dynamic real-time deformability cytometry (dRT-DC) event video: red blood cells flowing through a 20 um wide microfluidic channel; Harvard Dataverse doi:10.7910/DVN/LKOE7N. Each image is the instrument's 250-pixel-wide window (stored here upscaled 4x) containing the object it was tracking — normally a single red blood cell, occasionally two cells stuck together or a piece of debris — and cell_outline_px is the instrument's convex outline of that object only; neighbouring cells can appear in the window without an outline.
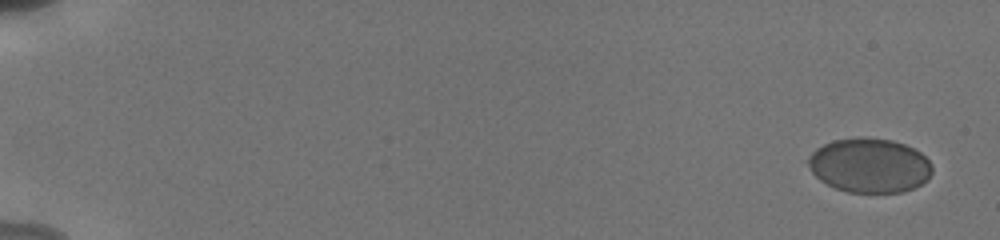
{"species": "human", "species_latin": "Homo sapiens", "temperature_condition": "cold", "stored_images_in_passage": 32, "camera_frame_rate_fps": 3000, "um_per_image_px": 0.085, "donor": {"sex": "male"}, "frame": {"image": 1, "passage_image": 1, "time_ms": 0.0, "image_size_px": [1000, 240], "cell_outline_px": [[932, 172], [920, 184], [904, 192], [848, 192], [836, 188], [820, 180], [812, 172], [808, 164], [808, 160], [812, 152], [816, 148], [832, 140], [856, 136], [864, 136], [892, 140], [904, 144], [920, 152], [932, 164]], "centroid_in_image_um": [73.89, 14.03], "position_along_channel_um": 11.1, "area_um2": 39.3}}
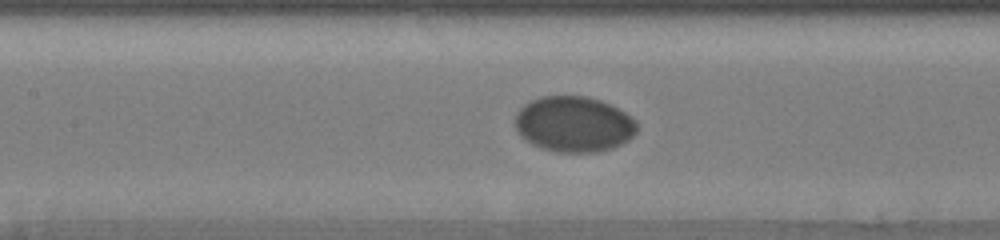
{"frame": {"image": 2, "passage_image": 16, "time_ms": 8.667, "image_size_px": [1000, 240], "cell_outline_px": [[636, 132], [628, 140], [612, 148], [596, 152], [556, 152], [540, 148], [532, 144], [520, 136], [516, 132], [516, 116], [520, 108], [528, 100], [540, 96], [588, 96], [600, 100], [632, 116], [636, 120]], "centroid_in_image_um": [48.75, 10.55], "position_along_channel_um": 158.7, "area_um2": 39.65}}
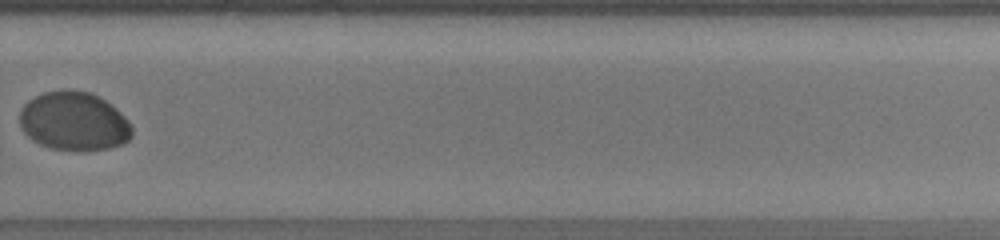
{"frame": {"image": 3, "passage_image": 27, "time_ms": 13.0, "image_size_px": [1000, 240], "cell_outline_px": [[132, 136], [128, 140], [112, 148], [52, 148], [40, 144], [32, 140], [20, 128], [20, 108], [28, 100], [44, 92], [60, 88], [72, 88], [88, 92], [100, 96], [116, 108], [128, 120], [132, 128]], "centroid_in_image_um": [6.26, 10.24], "position_along_channel_um": 323.5, "area_um2": 38.32}}